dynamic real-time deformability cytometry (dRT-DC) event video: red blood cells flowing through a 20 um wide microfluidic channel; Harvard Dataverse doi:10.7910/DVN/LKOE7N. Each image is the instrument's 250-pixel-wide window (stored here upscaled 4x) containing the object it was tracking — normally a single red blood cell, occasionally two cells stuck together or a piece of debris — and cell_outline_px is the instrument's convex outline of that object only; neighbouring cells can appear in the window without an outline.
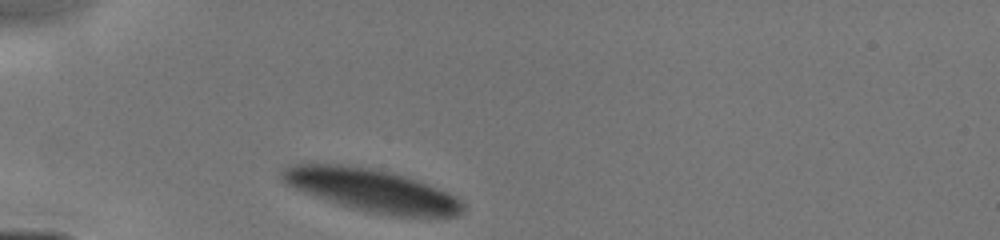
{"species": "human", "species_latin": "Homo sapiens", "temperature_condition": "cold", "stored_images_in_passage": 1, "camera_frame_rate_fps": 3000, "um_per_image_px": 0.085, "donor": {"sex": "male"}, "frame": {"image": 1, "passage_image": 1, "time_ms": 0.0, "image_size_px": [1000, 240], "cell_outline_px": [[464, 212], [456, 216], [392, 216], [368, 212], [336, 204], [304, 192], [284, 184], [280, 180], [280, 172], [284, 168], [292, 164], [340, 164], [368, 168], [388, 172], [404, 176], [428, 184], [448, 192], [456, 196], [464, 204]], "centroid_in_image_um": [31.58, 16.18], "position_along_channel_um": 53.4, "area_um2": 44.85}}